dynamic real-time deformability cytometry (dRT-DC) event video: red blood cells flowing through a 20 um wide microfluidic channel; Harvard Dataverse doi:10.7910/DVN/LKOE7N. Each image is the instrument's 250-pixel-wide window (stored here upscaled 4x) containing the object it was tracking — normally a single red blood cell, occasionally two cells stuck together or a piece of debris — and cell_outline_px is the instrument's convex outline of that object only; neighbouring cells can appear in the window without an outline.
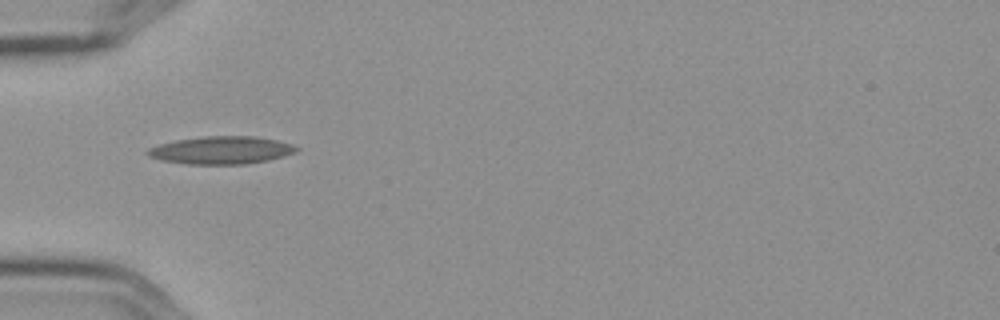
{"species": "Egyptian fruit bat (a non-hibernating species)", "species_latin": "Rousettus aegyptiacus", "temperature_condition": "cold", "stored_images_in_passage": 4, "camera_frame_rate_fps": 3000, "um_per_image_px": 0.085, "frame": {"image": 1, "passage_image": 1, "time_ms": 0.0, "image_size_px": [1000, 320], "cell_outline_px": [[300, 148], [296, 152], [284, 156], [268, 160], [244, 164], [188, 164], [164, 160], [148, 156], [144, 152], [148, 148], [160, 144], [176, 140], [204, 136], [256, 136], [276, 140], [292, 144]], "centroid_in_image_um": [18.82, 12.76], "position_along_channel_um": 66.2, "area_um2": 23.99}}
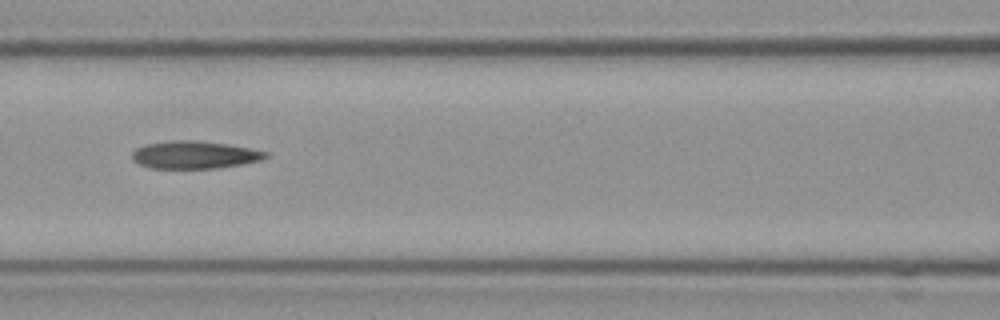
{"frame": {"image": 2, "passage_image": 3, "time_ms": 0.667, "image_size_px": [1000, 320], "cell_outline_px": [[268, 156], [260, 160], [240, 164], [212, 168], [152, 168], [140, 164], [132, 160], [132, 152], [136, 148], [144, 144], [172, 140], [196, 140], [224, 144], [248, 148], [268, 152]], "centroid_in_image_um": [16.47, 13.15], "position_along_channel_um": 150.1, "area_um2": 21.21}}
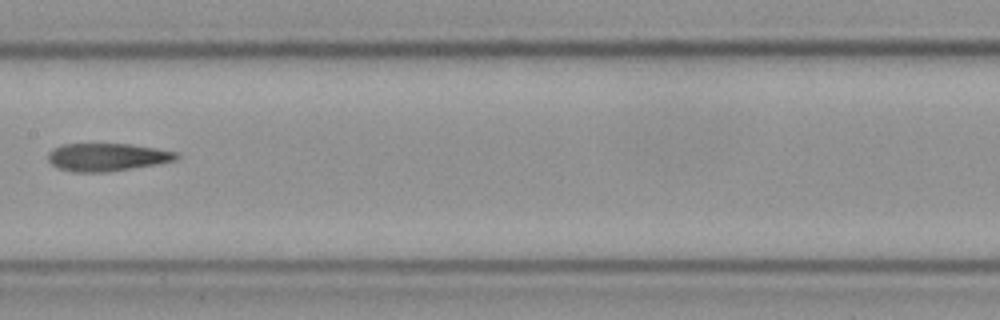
{"frame": {"image": 3, "passage_image": 4, "time_ms": 1.0, "image_size_px": [1000, 320], "cell_outline_px": [[180, 156], [176, 160], [156, 164], [104, 172], [72, 172], [60, 168], [52, 164], [48, 160], [48, 152], [52, 148], [60, 144], [132, 144], [180, 152]], "centroid_in_image_um": [9.11, 13.34], "position_along_channel_um": 198.3, "area_um2": 20.87}}